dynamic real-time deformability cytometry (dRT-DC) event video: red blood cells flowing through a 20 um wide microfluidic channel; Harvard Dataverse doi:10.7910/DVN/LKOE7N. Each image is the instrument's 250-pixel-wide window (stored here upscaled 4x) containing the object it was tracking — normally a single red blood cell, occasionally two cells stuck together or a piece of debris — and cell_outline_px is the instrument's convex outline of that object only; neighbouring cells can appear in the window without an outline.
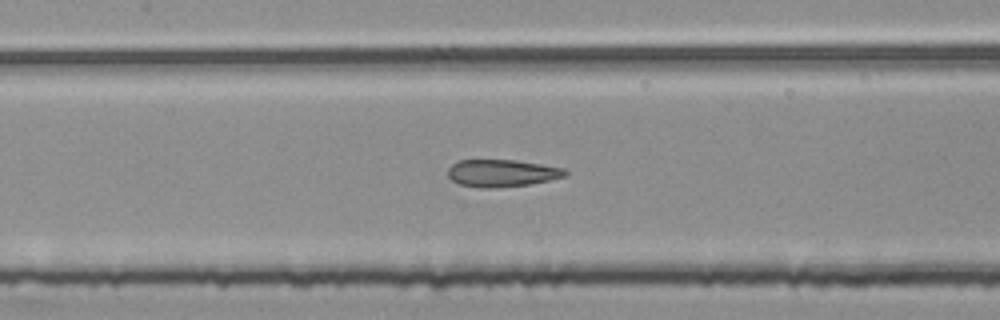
{"species": "common noctule bat (a hibernating species)", "species_latin": "Nyctalus noctula", "temperature_condition": "room temperature", "stored_images_in_passage": 55, "segment_of_instrument_passage": [2, 2], "camera_frame_rate_fps": 3000, "um_per_image_px": 0.085, "animal": {"sex": "female", "body_mass_g": 25.1}, "frame": {"image": 1, "passage_image": 25, "time_ms": 8.0, "image_size_px": [1000, 320], "cell_outline_px": [[568, 176], [528, 184], [500, 188], [480, 188], [460, 184], [452, 180], [448, 176], [448, 168], [452, 164], [460, 160], [516, 160], [564, 168], [568, 172]], "centroid_in_image_um": [42.66, 14.72], "position_along_channel_um": 164.7, "area_um2": 18.67}}
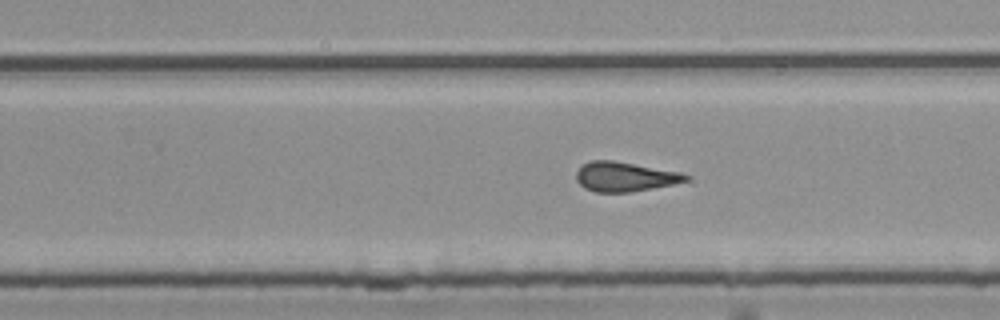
{"frame": {"image": 2, "passage_image": 34, "time_ms": 11.0, "image_size_px": [1000, 320], "cell_outline_px": [[688, 180], [672, 184], [632, 192], [596, 192], [584, 188], [576, 180], [576, 172], [584, 164], [592, 160], [612, 160], [680, 172], [688, 176]], "centroid_in_image_um": [53.07, 15.02], "position_along_channel_um": 276.7, "area_um2": 18.61}}
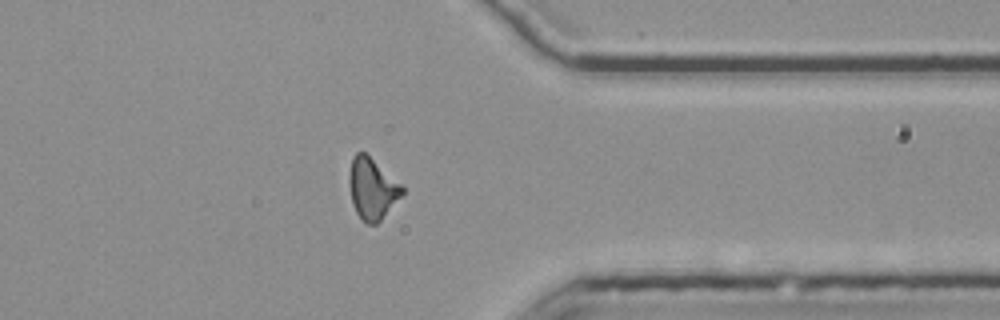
{"frame": {"image": 3, "passage_image": 43, "time_ms": 14.0, "image_size_px": [1000, 320], "cell_outline_px": [[404, 192], [380, 220], [376, 224], [364, 224], [356, 212], [352, 204], [348, 180], [352, 156], [356, 152], [364, 152], [400, 184], [404, 188]], "centroid_in_image_um": [31.59, 16.05], "position_along_channel_um": 379.8, "area_um2": 18.55}}